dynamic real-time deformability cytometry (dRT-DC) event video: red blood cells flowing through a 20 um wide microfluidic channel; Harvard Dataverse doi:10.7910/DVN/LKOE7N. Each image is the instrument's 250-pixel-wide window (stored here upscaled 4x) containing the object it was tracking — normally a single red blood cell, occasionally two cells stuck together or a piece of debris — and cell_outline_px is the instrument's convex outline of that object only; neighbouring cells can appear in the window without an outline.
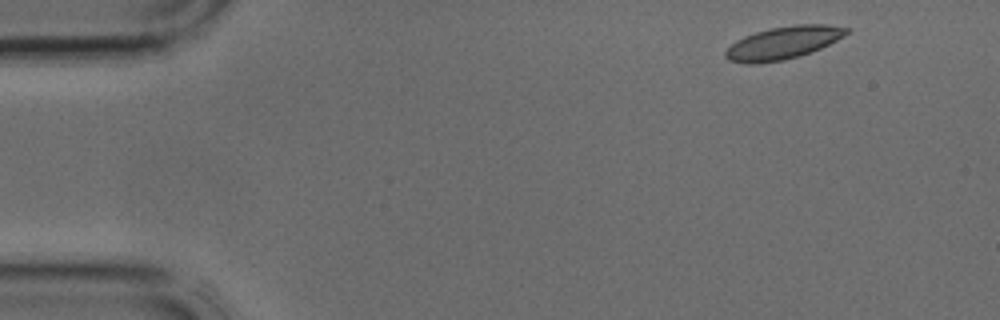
{"species": "common noctule bat (a hibernating species)", "species_latin": "Nyctalus noctula", "temperature_condition": "cold", "stored_images_in_passage": 3, "camera_frame_rate_fps": 3000, "um_per_image_px": 0.085, "animal": {"sex": "male", "body_mass_g": 17.9, "forearm_length_mm": 54.2}, "frame": {"image": 1, "passage_image": 1, "time_ms": 0.0, "image_size_px": [1000, 320], "cell_outline_px": [[852, 28], [844, 36], [820, 48], [800, 56], [784, 60], [756, 64], [748, 64], [728, 60], [724, 56], [724, 52], [736, 40], [744, 36], [756, 32], [772, 28], [796, 24], [824, 24]], "centroid_in_image_um": [66.56, 3.64], "position_along_channel_um": 18.4, "area_um2": 23.0}}
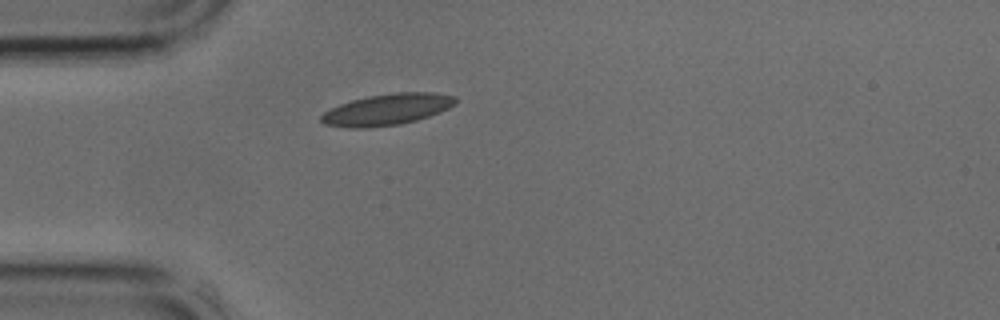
{"frame": {"image": 2, "passage_image": 3, "time_ms": 0.667, "image_size_px": [1000, 320], "cell_outline_px": [[456, 104], [440, 112], [416, 120], [400, 124], [368, 128], [348, 128], [324, 124], [320, 120], [320, 116], [324, 112], [340, 104], [352, 100], [368, 96], [396, 92], [436, 92], [456, 96]], "centroid_in_image_um": [32.91, 9.3], "position_along_channel_um": 52.1, "area_um2": 24.57}}